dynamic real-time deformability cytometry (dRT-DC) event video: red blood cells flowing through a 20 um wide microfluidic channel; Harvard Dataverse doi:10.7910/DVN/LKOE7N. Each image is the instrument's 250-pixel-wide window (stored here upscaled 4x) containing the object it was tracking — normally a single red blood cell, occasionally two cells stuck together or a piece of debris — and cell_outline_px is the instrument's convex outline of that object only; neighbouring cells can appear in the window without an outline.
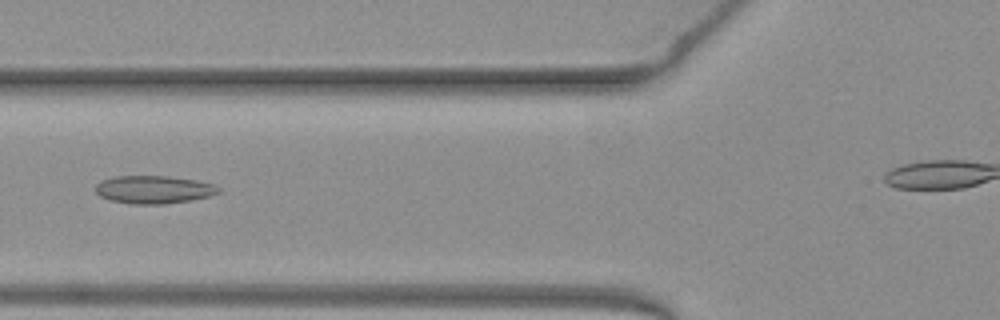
{"species": "common noctule bat (a hibernating species)", "species_latin": "Nyctalus noctula", "temperature_condition": "warm", "stored_images_in_passage": 45, "camera_frame_rate_fps": 3000, "um_per_image_px": 0.085, "animal": {"sex": "female", "body_mass_g": 19.3, "forearm_length_mm": 54.1}, "frame": {"image": 1, "passage_image": 20, "time_ms": 6.333, "image_size_px": [1000, 320], "cell_outline_px": [[220, 192], [208, 196], [192, 200], [164, 204], [132, 204], [112, 200], [100, 196], [96, 192], [96, 184], [100, 180], [116, 176], [164, 176], [196, 180], [212, 184], [220, 188]], "centroid_in_image_um": [13.05, 16.11], "position_along_channel_um": 112.7, "area_um2": 19.88}}
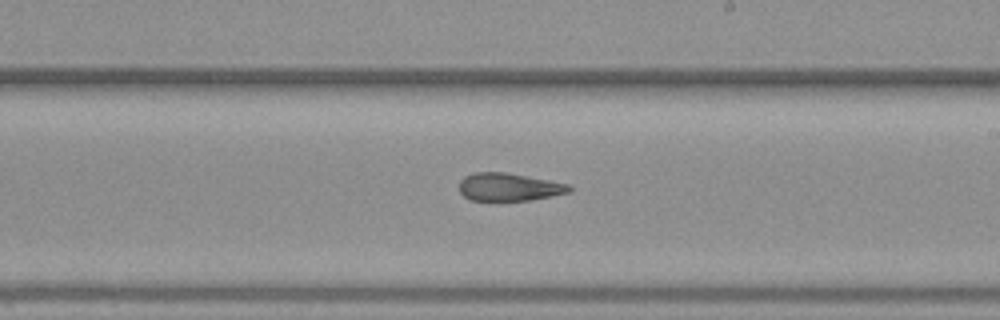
{"frame": {"image": 2, "passage_image": 30, "time_ms": 9.667, "image_size_px": [1000, 320], "cell_outline_px": [[572, 188], [568, 192], [552, 196], [532, 200], [468, 200], [460, 192], [460, 180], [464, 176], [476, 172], [504, 172], [548, 180], [568, 184]], "centroid_in_image_um": [43.23, 15.9], "position_along_channel_um": 245.8, "area_um2": 17.69}}
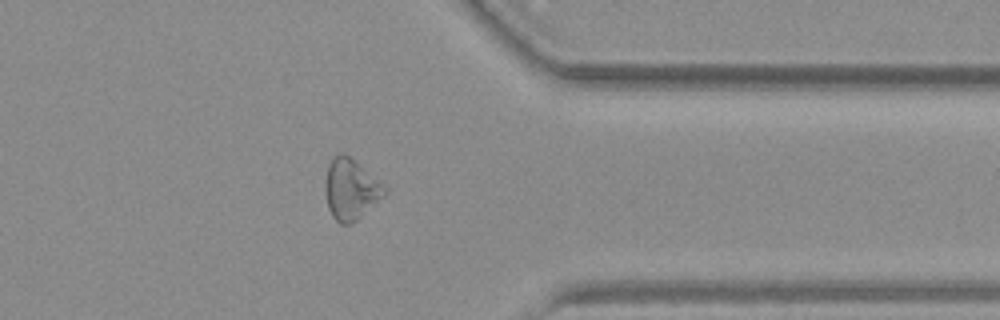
{"frame": {"image": 3, "passage_image": 41, "time_ms": 13.333, "image_size_px": [1000, 320], "cell_outline_px": [[388, 192], [384, 196], [356, 220], [348, 224], [340, 224], [332, 216], [328, 208], [324, 188], [324, 184], [328, 164], [340, 152], [344, 152], [356, 160], [384, 184], [388, 188]], "centroid_in_image_um": [29.82, 16.06], "position_along_channel_um": 381.6, "area_um2": 21.21}}